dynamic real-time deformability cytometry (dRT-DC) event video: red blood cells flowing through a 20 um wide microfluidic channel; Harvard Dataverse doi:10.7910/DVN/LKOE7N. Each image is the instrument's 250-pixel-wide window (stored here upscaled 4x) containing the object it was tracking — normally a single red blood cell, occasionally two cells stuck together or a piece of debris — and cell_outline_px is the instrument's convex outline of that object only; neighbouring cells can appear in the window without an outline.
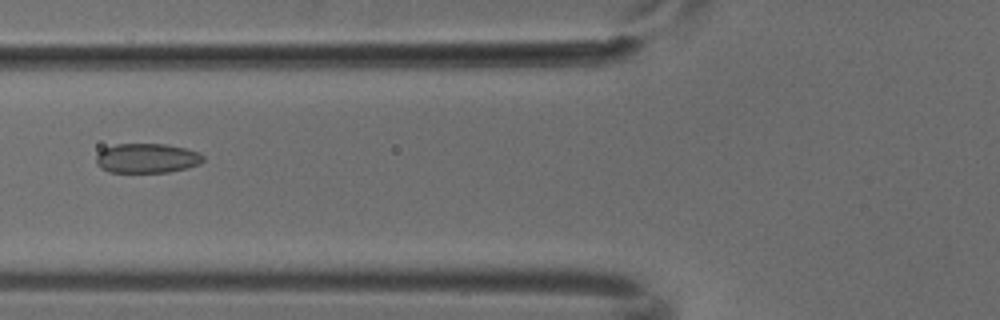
{"species": "common noctule bat (a hibernating species)", "species_latin": "Nyctalus noctula", "temperature_condition": "cold", "stored_images_in_passage": 6, "camera_frame_rate_fps": 3000, "um_per_image_px": 0.085, "animal": {"sex": "male", "body_mass_g": 18.8}, "frame": {"image": 1, "passage_image": 6, "time_ms": 1.667, "image_size_px": [1000, 320], "cell_outline_px": [[204, 160], [200, 164], [188, 168], [168, 172], [108, 172], [100, 168], [96, 164], [96, 156], [104, 148], [116, 144], [164, 144], [184, 148], [200, 152], [204, 156]], "centroid_in_image_um": [12.5, 13.45], "position_along_channel_um": 113.3, "area_um2": 18.55}}